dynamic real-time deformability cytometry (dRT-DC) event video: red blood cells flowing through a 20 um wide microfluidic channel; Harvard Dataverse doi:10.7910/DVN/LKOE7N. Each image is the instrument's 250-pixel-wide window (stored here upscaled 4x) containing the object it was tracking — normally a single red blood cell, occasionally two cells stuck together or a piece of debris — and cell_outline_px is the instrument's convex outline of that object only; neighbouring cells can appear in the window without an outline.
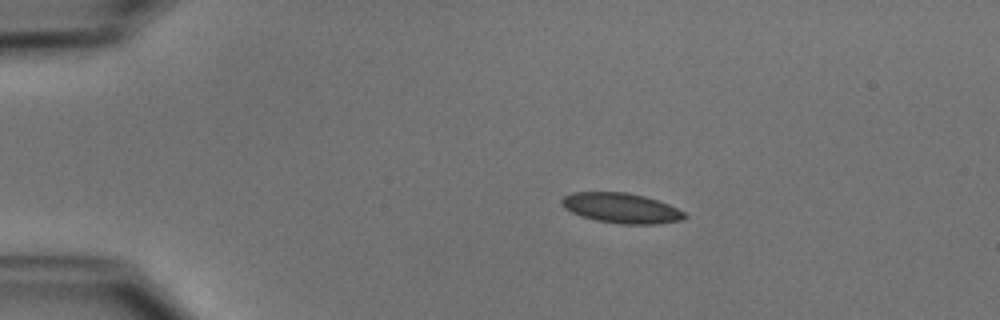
{"species": "common noctule bat (a hibernating species)", "species_latin": "Nyctalus noctula", "temperature_condition": "cold", "stored_images_in_passage": 42, "camera_frame_rate_fps": 3000, "um_per_image_px": 0.085, "animal": {"sex": "male", "body_mass_g": 15.6}, "frame": {"image": 1, "passage_image": 1, "time_ms": 0.0, "image_size_px": [1000, 320], "cell_outline_px": [[688, 216], [684, 220], [660, 224], [620, 224], [596, 220], [580, 216], [564, 208], [560, 204], [560, 200], [564, 196], [572, 192], [624, 192], [644, 196], [668, 204], [684, 212]], "centroid_in_image_um": [52.8, 17.69], "position_along_channel_um": 32.2, "area_um2": 21.68}}
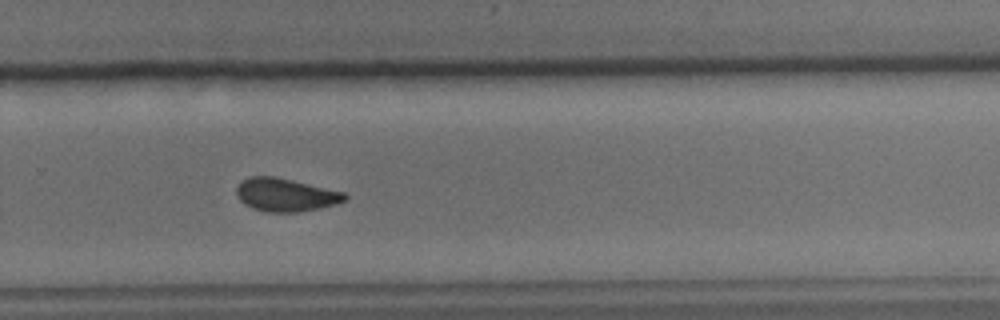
{"frame": {"image": 2, "passage_image": 26, "time_ms": 8.333, "image_size_px": [1000, 320], "cell_outline_px": [[348, 200], [336, 204], [300, 212], [268, 212], [252, 208], [244, 204], [236, 196], [236, 188], [248, 176], [276, 176], [344, 192], [348, 196]], "centroid_in_image_um": [24.28, 16.56], "position_along_channel_um": 305.5, "area_um2": 20.98}}
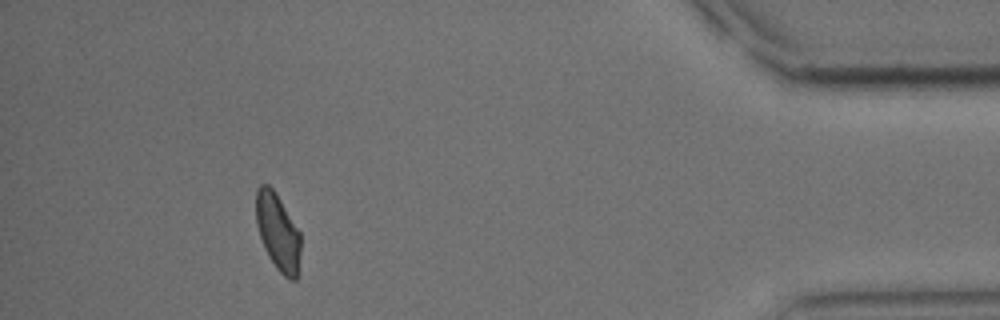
{"frame": {"image": 3, "passage_image": 38, "time_ms": 12.333, "image_size_px": [1000, 320], "cell_outline_px": [[300, 252], [296, 280], [288, 280], [276, 268], [268, 256], [264, 248], [256, 224], [256, 188], [260, 184], [268, 184], [276, 192], [300, 232]], "centroid_in_image_um": [23.6, 19.7], "position_along_channel_um": 411.6, "area_um2": 20.06}, "authors_computed_cell_mechanics": {"area_um2": 21.2126, "velocity_mm_per_s": 3.9297, "shape_relaxation_time_tau1_ms": 4.8648, "shape_relaxation_time_tau2_ms": 2.5104, "deformation_change_tau1": 0.1172, "deformation_change_tau2": 0.0717}}